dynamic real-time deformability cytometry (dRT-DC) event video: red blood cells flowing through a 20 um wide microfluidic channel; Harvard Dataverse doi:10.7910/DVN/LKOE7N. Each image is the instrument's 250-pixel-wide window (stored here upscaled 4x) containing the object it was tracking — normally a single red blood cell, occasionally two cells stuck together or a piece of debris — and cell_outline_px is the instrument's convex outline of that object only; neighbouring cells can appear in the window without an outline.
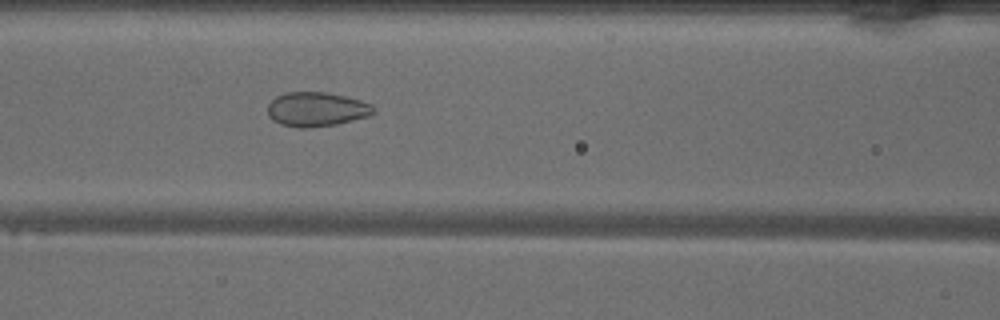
{"species": "common noctule bat (a hibernating species)", "species_latin": "Nyctalus noctula", "temperature_condition": "warm", "stored_images_in_passage": 44, "camera_frame_rate_fps": 3000, "um_per_image_px": 0.085, "animal": {"sex": "male", "body_mass_g": 18.8}, "frame": {"image": 1, "passage_image": 15, "time_ms": 4.667, "image_size_px": [1000, 320], "cell_outline_px": [[376, 112], [368, 116], [336, 124], [308, 128], [300, 128], [280, 124], [272, 120], [268, 116], [268, 104], [276, 96], [288, 92], [324, 92], [344, 96], [360, 100], [372, 104], [376, 108]], "centroid_in_image_um": [26.9, 9.29], "position_along_channel_um": 139.7, "area_um2": 21.21}}
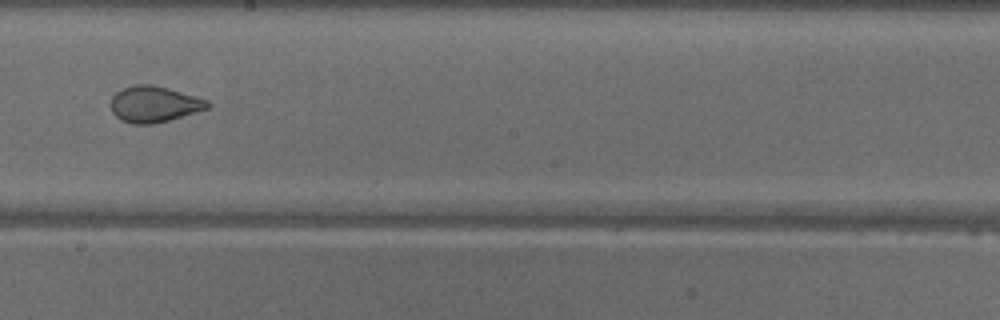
{"frame": {"image": 2, "passage_image": 22, "time_ms": 7.0, "image_size_px": [1000, 320], "cell_outline_px": [[212, 104], [208, 108], [156, 124], [132, 124], [120, 120], [112, 112], [108, 104], [112, 96], [116, 92], [132, 84], [152, 84], [168, 88], [208, 100]], "centroid_in_image_um": [13.05, 8.86], "position_along_channel_um": 235.1, "area_um2": 20.58}}
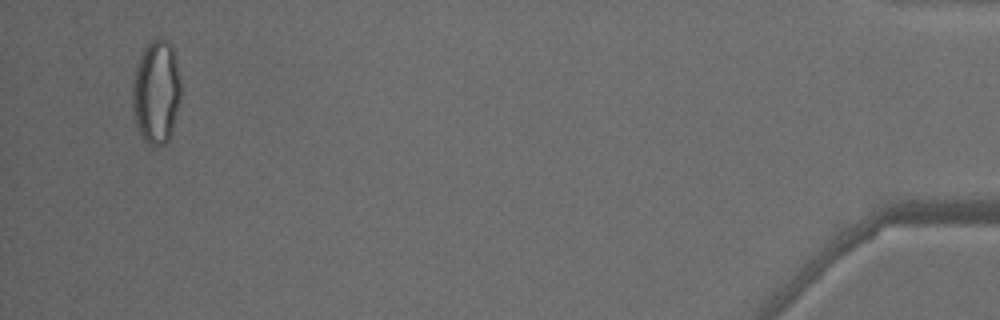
{"frame": {"image": 3, "passage_image": 42, "time_ms": 13.667, "image_size_px": [1000, 320], "cell_outline_px": [[180, 100], [172, 132], [168, 140], [164, 144], [156, 148], [152, 148], [144, 140], [140, 132], [132, 108], [132, 80], [144, 44], [152, 36], [160, 36], [168, 40], [172, 44], [180, 76]], "centroid_in_image_um": [13.28, 7.76], "position_along_channel_um": 421.9, "area_um2": 30.0}, "authors_computed_cell_mechanics": {"area_um2": 23.8425, "velocity_mm_per_s": 4.0916, "shape_relaxation_time_tau1_ms": null, "shape_relaxation_time_tau2_ms": 0.7161, "deformation_change_tau1": null, "deformation_change_tau2": 0.0648}}